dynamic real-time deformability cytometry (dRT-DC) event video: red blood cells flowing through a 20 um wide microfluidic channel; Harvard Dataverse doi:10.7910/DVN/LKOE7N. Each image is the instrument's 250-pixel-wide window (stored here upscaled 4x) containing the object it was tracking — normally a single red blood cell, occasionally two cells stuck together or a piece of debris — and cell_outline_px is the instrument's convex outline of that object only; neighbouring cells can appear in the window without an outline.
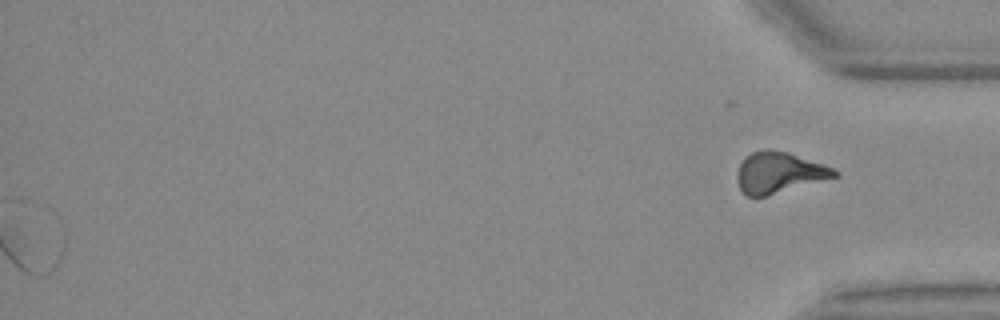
{"species": "Egyptian fruit bat (a non-hibernating species)", "species_latin": "Rousettus aegyptiacus", "temperature_condition": "warm", "stored_images_in_passage": 51, "segment_of_instrument_passage": [2, 2], "camera_frame_rate_fps": 3000, "um_per_image_px": 0.085, "animal": {"sex": "female"}, "frame": {"image": 1, "passage_image": 51, "time_ms": 16.667, "image_size_px": [1000, 320], "cell_outline_px": [[840, 176], [768, 196], [748, 196], [740, 188], [736, 176], [740, 164], [752, 152], [764, 148], [768, 148], [788, 152], [824, 164], [840, 172]], "centroid_in_image_um": [66.26, 14.67], "position_along_channel_um": 368.9, "area_um2": 23.35}}